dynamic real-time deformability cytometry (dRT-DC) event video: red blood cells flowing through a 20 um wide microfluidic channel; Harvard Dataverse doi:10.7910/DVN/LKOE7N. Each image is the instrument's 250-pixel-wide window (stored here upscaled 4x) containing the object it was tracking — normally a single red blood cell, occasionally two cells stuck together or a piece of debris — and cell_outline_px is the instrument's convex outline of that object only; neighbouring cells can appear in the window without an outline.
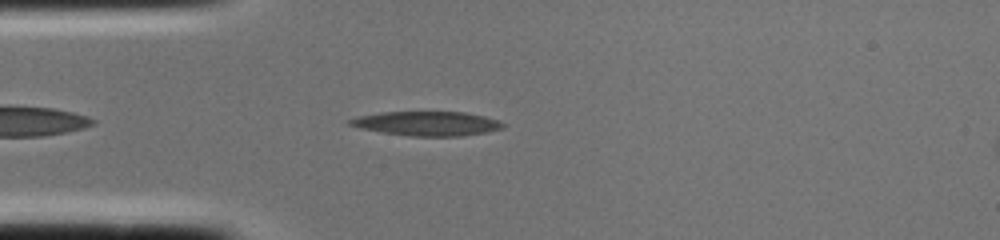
{"species": "common noctule bat (a hibernating species)", "species_latin": "Nyctalus noctula", "temperature_condition": "cold", "stored_images_in_passage": 2, "segment_of_instrument_passage": [1, 2], "camera_frame_rate_fps": 3000, "um_per_image_px": 0.085, "animal": {"sex": "female", "body_mass_g": 22.0, "forearm_length_mm": 56.7}, "frame": {"image": 1, "passage_image": 1, "time_ms": 0.0, "image_size_px": [1000, 240], "cell_outline_px": [[504, 128], [488, 132], [460, 136], [408, 136], [380, 132], [360, 128], [348, 124], [348, 120], [360, 116], [380, 112], [464, 112], [484, 116], [500, 120], [504, 124]], "centroid_in_image_um": [36.32, 10.5], "position_along_channel_um": 48.7, "area_um2": 21.73}}